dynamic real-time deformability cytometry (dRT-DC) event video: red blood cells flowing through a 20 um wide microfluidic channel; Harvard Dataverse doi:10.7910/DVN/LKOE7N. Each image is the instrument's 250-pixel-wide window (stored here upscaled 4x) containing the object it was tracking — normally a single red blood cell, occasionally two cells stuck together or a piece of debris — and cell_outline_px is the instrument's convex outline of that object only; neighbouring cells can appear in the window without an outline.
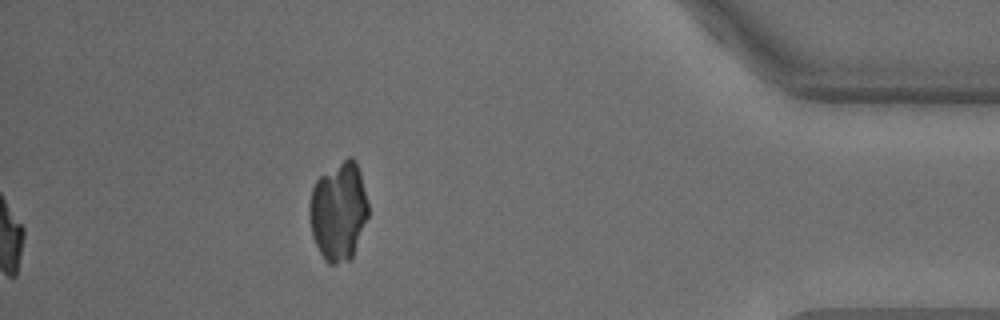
{"species": "common noctule bat (a hibernating species)", "species_latin": "Nyctalus noctula", "temperature_condition": "warm", "stored_images_in_passage": 23, "camera_frame_rate_fps": 3000, "um_per_image_px": 0.085, "animal": {"sex": "male", "body_mass_g": 18.8}, "frame": {"image": 1, "passage_image": 23, "time_ms": 7.333, "image_size_px": [1000, 320], "cell_outline_px": [[368, 216], [352, 260], [336, 264], [328, 264], [324, 260], [312, 236], [308, 212], [308, 204], [312, 188], [316, 180], [320, 176], [348, 156], [352, 156], [356, 160], [360, 172], [368, 200]], "centroid_in_image_um": [28.77, 17.97], "position_along_channel_um": 406.4, "area_um2": 34.28}}